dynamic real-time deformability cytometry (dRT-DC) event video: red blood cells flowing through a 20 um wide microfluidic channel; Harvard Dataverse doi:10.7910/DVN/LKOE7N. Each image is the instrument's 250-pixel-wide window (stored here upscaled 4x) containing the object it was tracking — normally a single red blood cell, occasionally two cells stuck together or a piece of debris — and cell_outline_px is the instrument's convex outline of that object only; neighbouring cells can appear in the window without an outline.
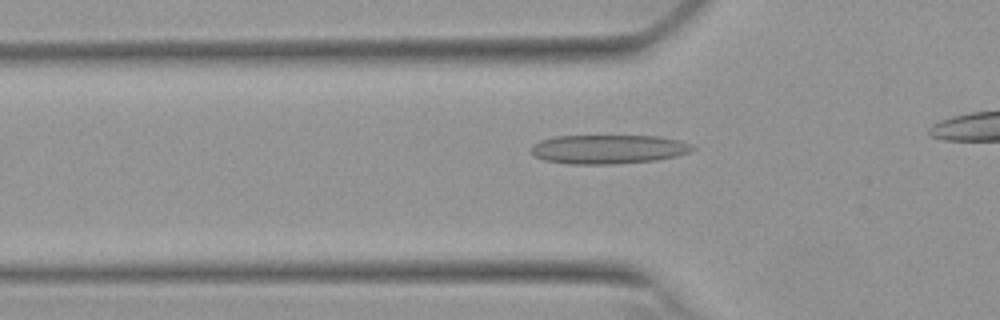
{"species": "Egyptian fruit bat (a non-hibernating species)", "species_latin": "Rousettus aegyptiacus", "temperature_condition": "warm", "stored_images_in_passage": 33, "camera_frame_rate_fps": 3000, "um_per_image_px": 0.085, "animal": {"sex": "female"}, "frame": {"image": 1, "passage_image": 7, "time_ms": 2.0, "image_size_px": [1000, 320], "cell_outline_px": [[696, 148], [688, 152], [676, 156], [656, 160], [612, 164], [568, 164], [544, 160], [536, 156], [532, 152], [532, 144], [540, 140], [552, 136], [660, 136], [680, 140], [692, 144]], "centroid_in_image_um": [51.71, 12.68], "position_along_channel_um": 74.1, "area_um2": 27.4}}
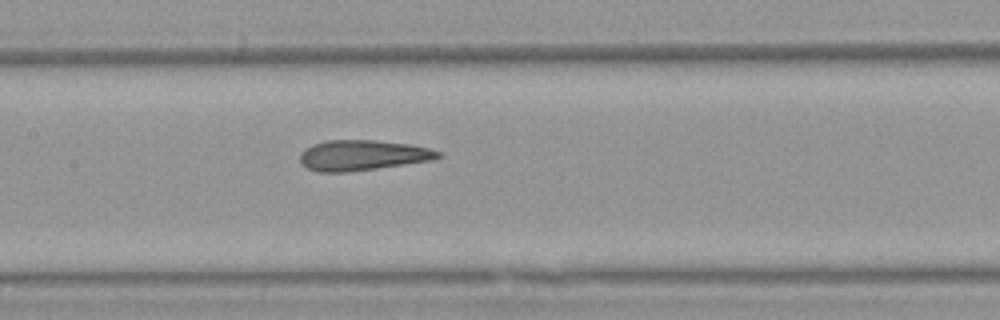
{"frame": {"image": 2, "passage_image": 15, "time_ms": 4.667, "image_size_px": [1000, 320], "cell_outline_px": [[444, 156], [432, 160], [348, 172], [316, 172], [300, 164], [300, 156], [312, 144], [328, 140], [376, 140], [412, 144], [444, 152]], "centroid_in_image_um": [30.86, 13.19], "position_along_channel_um": 176.5, "area_um2": 24.51}}
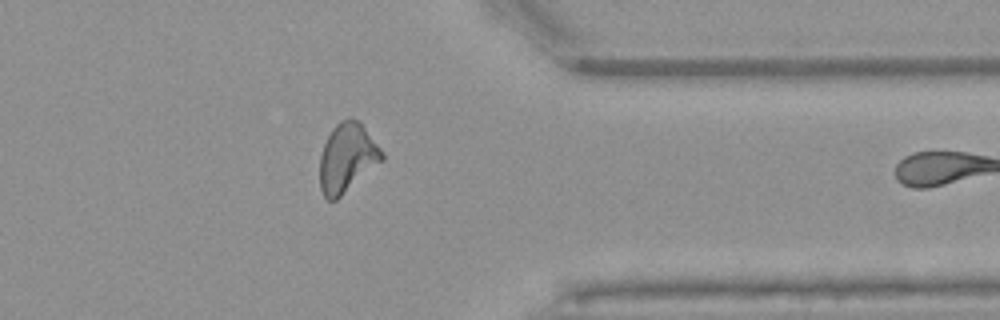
{"frame": {"image": 3, "passage_image": 32, "time_ms": 10.333, "image_size_px": [1000, 320], "cell_outline_px": [[384, 160], [336, 200], [328, 200], [324, 196], [320, 188], [320, 156], [324, 144], [332, 128], [340, 120], [348, 116], [352, 116], [360, 120], [384, 152]], "centroid_in_image_um": [29.53, 13.37], "position_along_channel_um": 381.9, "area_um2": 25.32}}